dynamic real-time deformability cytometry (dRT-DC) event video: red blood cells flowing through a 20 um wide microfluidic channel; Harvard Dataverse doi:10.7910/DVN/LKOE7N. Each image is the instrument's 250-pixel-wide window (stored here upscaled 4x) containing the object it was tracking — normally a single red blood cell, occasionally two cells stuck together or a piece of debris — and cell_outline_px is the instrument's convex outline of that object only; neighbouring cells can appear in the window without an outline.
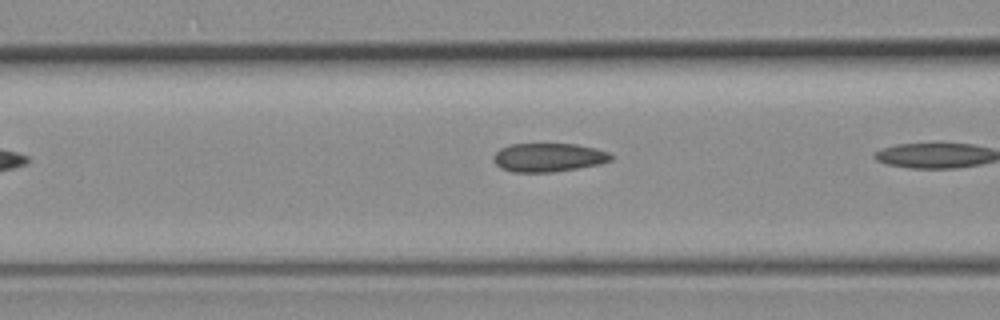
{"species": "common noctule bat (a hibernating species)", "species_latin": "Nyctalus noctula", "temperature_condition": "room temperature", "stored_images_in_passage": 6, "camera_frame_rate_fps": 3000, "um_per_image_px": 0.085, "animal": {"sex": "female", "body_mass_g": 19.3, "forearm_length_mm": 54.1}, "frame": {"image": 1, "passage_image": 5, "time_ms": 6.0, "image_size_px": [1000, 320], "cell_outline_px": [[612, 160], [600, 164], [552, 172], [512, 172], [500, 168], [492, 160], [492, 156], [500, 148], [512, 144], [576, 144], [596, 148], [608, 152], [612, 156]], "centroid_in_image_um": [46.59, 13.38], "position_along_channel_um": 120.0, "area_um2": 19.65}}